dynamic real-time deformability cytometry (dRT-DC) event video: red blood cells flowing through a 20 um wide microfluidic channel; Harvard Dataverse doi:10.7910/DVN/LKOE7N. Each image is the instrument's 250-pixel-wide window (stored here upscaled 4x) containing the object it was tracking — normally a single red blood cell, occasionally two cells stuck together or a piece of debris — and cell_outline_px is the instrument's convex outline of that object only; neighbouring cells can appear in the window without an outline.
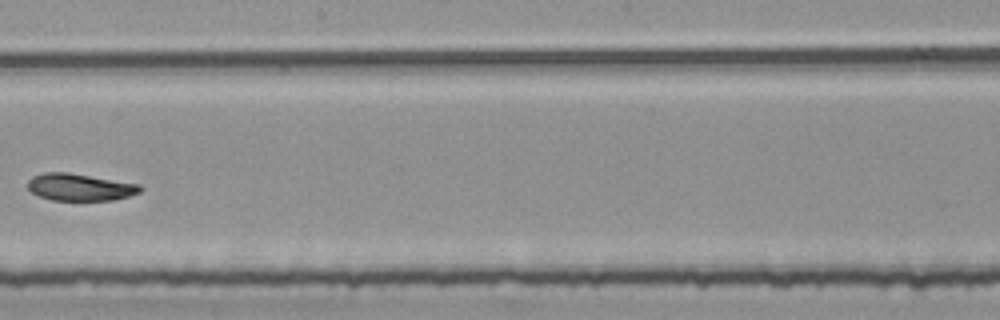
{"species": "common noctule bat (a hibernating species)", "species_latin": "Nyctalus noctula", "temperature_condition": "room temperature", "stored_images_in_passage": 7, "camera_frame_rate_fps": 3000, "um_per_image_px": 0.085, "animal": {"sex": "female", "body_mass_g": 25.1}, "frame": {"image": 1, "passage_image": 7, "time_ms": 2.0, "image_size_px": [1000, 320], "cell_outline_px": [[144, 188], [140, 192], [128, 196], [112, 200], [52, 200], [40, 196], [32, 192], [28, 188], [28, 180], [32, 176], [44, 172], [68, 172], [140, 184]], "centroid_in_image_um": [6.8, 15.9], "position_along_channel_um": 241.4, "area_um2": 17.74}}